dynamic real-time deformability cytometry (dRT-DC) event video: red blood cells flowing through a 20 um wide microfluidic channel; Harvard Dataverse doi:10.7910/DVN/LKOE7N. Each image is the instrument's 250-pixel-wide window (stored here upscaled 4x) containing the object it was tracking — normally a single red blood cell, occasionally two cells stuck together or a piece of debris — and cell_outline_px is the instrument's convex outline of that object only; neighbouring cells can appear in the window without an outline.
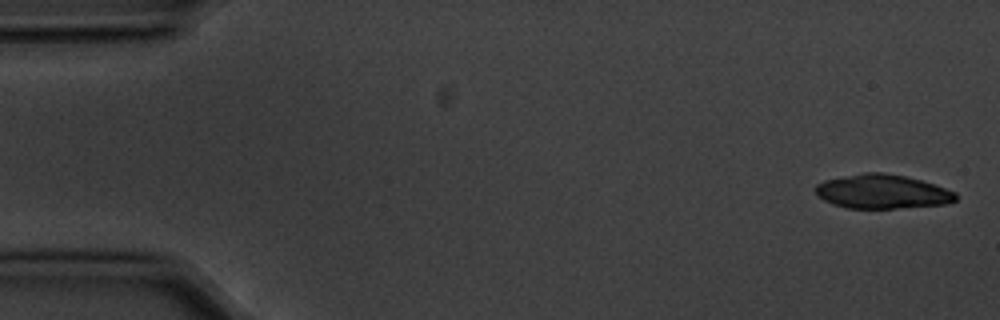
{"species": "common noctule bat (a hibernating species)", "species_latin": "Nyctalus noctula", "temperature_condition": "cold", "stored_images_in_passage": 3, "segment_of_instrument_passage": [2, 2], "camera_frame_rate_fps": 3000, "um_per_image_px": 0.085, "animal": {"sex": "male", "body_mass_g": 20.1, "forearm_length_mm": 53.5}, "frame": {"image": 1, "passage_image": 3, "time_ms": 0.667, "image_size_px": [1000, 320], "cell_outline_px": [[956, 200], [944, 204], [896, 208], [848, 208], [832, 204], [824, 200], [812, 188], [816, 184], [824, 180], [864, 172], [880, 172], [904, 176], [920, 180], [956, 192]], "centroid_in_image_um": [74.94, 16.28], "position_along_channel_um": 10.1, "area_um2": 27.63}}